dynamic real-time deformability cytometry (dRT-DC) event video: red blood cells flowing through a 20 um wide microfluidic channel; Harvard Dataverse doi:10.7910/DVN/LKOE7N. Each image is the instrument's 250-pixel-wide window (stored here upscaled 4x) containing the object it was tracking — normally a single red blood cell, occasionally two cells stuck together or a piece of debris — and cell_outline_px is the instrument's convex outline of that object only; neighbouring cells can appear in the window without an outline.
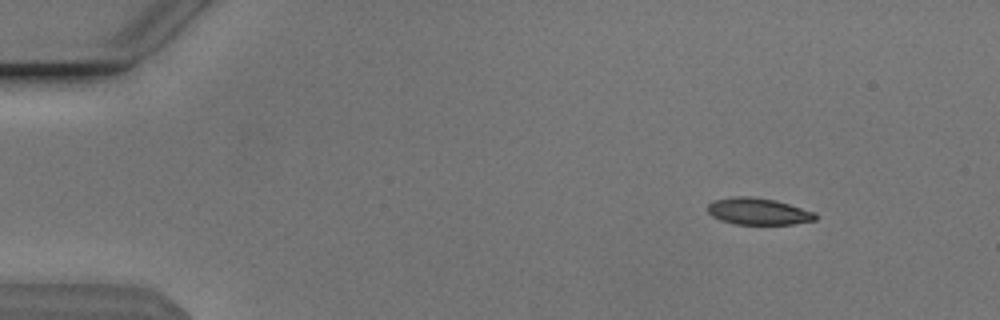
{"species": "Egyptian fruit bat (a non-hibernating species)", "species_latin": "Rousettus aegyptiacus", "temperature_condition": "cold", "stored_images_in_passage": 13, "camera_frame_rate_fps": 3000, "um_per_image_px": 0.085, "animal": {"sex": "male"}, "frame": {"image": 1, "passage_image": 6, "time_ms": 1.667, "image_size_px": [1000, 320], "cell_outline_px": [[816, 220], [792, 224], [736, 224], [720, 220], [712, 216], [708, 212], [708, 204], [716, 200], [732, 196], [752, 196], [772, 200], [788, 204], [816, 212]], "centroid_in_image_um": [64.44, 17.97], "position_along_channel_um": 20.6, "area_um2": 16.65}}